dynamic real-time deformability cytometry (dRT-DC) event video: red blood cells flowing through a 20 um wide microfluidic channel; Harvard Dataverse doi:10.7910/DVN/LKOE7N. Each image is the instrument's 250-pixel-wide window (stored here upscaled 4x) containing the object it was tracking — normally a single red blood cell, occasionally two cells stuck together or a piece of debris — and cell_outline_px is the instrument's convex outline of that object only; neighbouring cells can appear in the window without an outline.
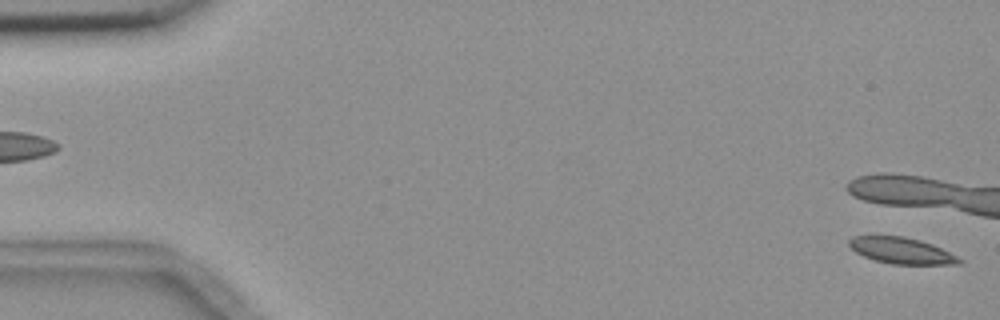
{"species": "common noctule bat (a hibernating species)", "species_latin": "Nyctalus noctula", "temperature_condition": "room temperature", "stored_images_in_passage": 6, "camera_frame_rate_fps": 3000, "um_per_image_px": 0.085, "animal": {"sex": "female", "body_mass_g": 18.4}, "frame": {"image": 1, "passage_image": 6, "time_ms": 6.0, "image_size_px": [1000, 320], "cell_outline_px": [[964, 260], [960, 264], [892, 264], [876, 260], [864, 256], [856, 252], [848, 244], [848, 240], [852, 236], [904, 236], [920, 240], [932, 244]], "centroid_in_image_um": [76.62, 21.3], "position_along_channel_um": 8.4, "area_um2": 16.65}}